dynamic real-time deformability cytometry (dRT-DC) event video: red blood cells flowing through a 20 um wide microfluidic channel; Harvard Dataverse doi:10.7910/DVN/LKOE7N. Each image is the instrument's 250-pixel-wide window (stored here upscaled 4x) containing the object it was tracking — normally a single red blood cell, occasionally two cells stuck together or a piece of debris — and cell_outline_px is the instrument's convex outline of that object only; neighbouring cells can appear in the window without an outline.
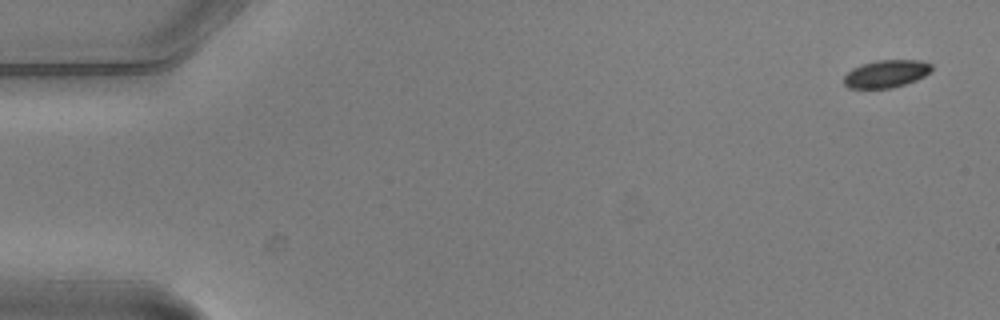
{"species": "common noctule bat (a hibernating species)", "species_latin": "Nyctalus noctula", "temperature_condition": "warm", "stored_images_in_passage": 6, "camera_frame_rate_fps": 3000, "um_per_image_px": 0.085, "animal": {"sex": "male", "body_mass_g": 20.5, "forearm_length_mm": 52.5}, "frame": {"image": 1, "passage_image": 1, "time_ms": 0.0, "image_size_px": [1000, 320], "cell_outline_px": [[932, 68], [924, 76], [916, 80], [892, 88], [848, 88], [844, 84], [844, 76], [852, 68], [860, 64], [876, 60], [920, 60], [932, 64]], "centroid_in_image_um": [75.3, 6.26], "position_along_channel_um": 9.7, "area_um2": 14.1}}
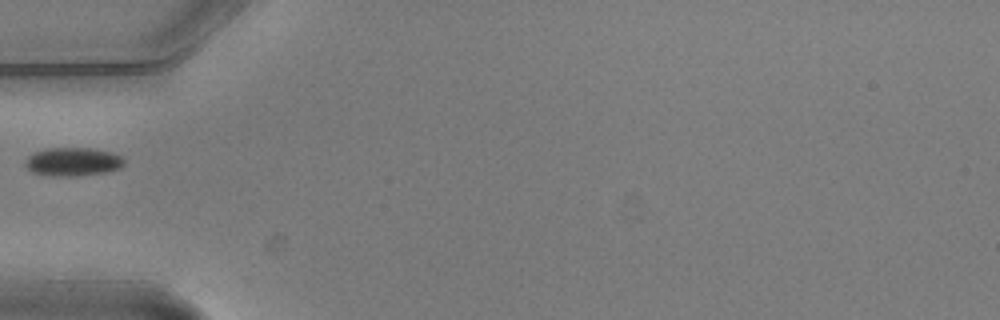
{"frame": {"image": 2, "passage_image": 5, "time_ms": 1.333, "image_size_px": [1000, 320], "cell_outline_px": [[124, 164], [120, 168], [104, 172], [76, 176], [56, 176], [32, 172], [24, 164], [28, 156], [32, 152], [48, 148], [92, 148], [112, 152], [120, 156], [124, 160]], "centroid_in_image_um": [6.18, 13.74], "position_along_channel_um": 78.8, "area_um2": 16.36}}
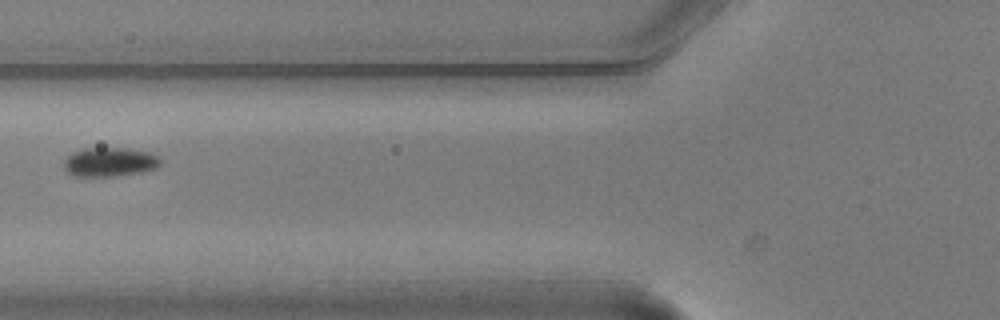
{"frame": {"image": 3, "passage_image": 6, "time_ms": 1.667, "image_size_px": [1000, 320], "cell_outline_px": [[160, 164], [156, 168], [140, 172], [116, 176], [72, 176], [64, 168], [64, 160], [72, 152], [84, 148], [128, 148], [148, 152], [156, 156], [160, 160]], "centroid_in_image_um": [9.29, 13.77], "position_along_channel_um": 116.5, "area_um2": 16.3}}